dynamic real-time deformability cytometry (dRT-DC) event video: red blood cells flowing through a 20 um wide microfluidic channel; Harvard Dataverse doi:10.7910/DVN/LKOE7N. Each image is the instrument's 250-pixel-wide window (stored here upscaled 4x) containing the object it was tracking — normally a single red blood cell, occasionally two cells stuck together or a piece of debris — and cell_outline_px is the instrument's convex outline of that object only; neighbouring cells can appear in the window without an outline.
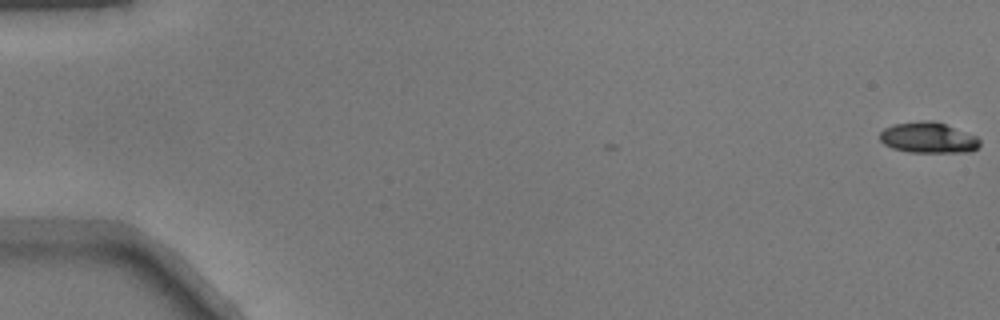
{"species": "common noctule bat (a hibernating species)", "species_latin": "Nyctalus noctula", "temperature_condition": "warm", "stored_images_in_passage": 4, "camera_frame_rate_fps": 3000, "um_per_image_px": 0.085, "animal": {"sex": "male", "body_mass_g": 17.9}, "frame": {"image": 1, "passage_image": 1, "time_ms": 0.0, "image_size_px": [1000, 320], "cell_outline_px": [[980, 144], [972, 152], [908, 152], [892, 148], [884, 144], [880, 140], [880, 132], [884, 128], [892, 124], [924, 120], [932, 120], [944, 124], [976, 136], [980, 140]], "centroid_in_image_um": [78.87, 11.7], "position_along_channel_um": 6.1, "area_um2": 17.92}}